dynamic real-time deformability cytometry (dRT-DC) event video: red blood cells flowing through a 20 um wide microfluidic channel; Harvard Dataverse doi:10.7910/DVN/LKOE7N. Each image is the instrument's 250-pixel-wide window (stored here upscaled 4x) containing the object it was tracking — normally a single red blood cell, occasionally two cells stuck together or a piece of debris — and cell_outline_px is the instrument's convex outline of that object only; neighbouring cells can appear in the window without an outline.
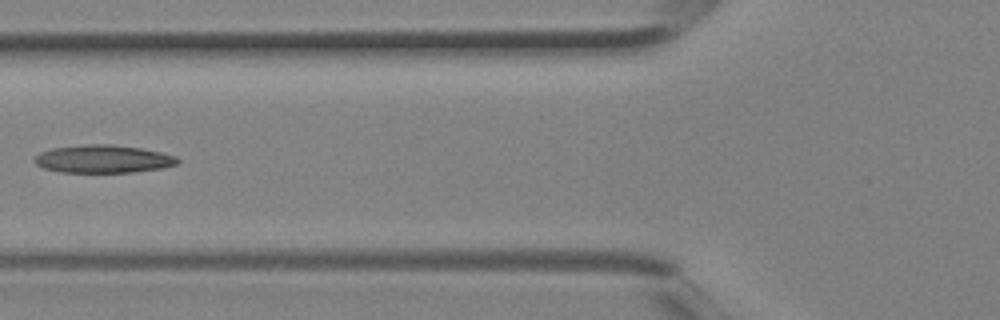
{"species": "Egyptian fruit bat (a non-hibernating species)", "species_latin": "Rousettus aegyptiacus", "temperature_condition": "room temperature", "stored_images_in_passage": 4, "camera_frame_rate_fps": 3000, "um_per_image_px": 0.085, "animal": {"sex": "female"}, "frame": {"image": 1, "passage_image": 4, "time_ms": 1.0, "image_size_px": [1000, 320], "cell_outline_px": [[180, 160], [176, 164], [164, 168], [132, 172], [60, 172], [44, 168], [36, 164], [32, 160], [40, 152], [52, 148], [88, 144], [112, 144], [140, 148], [160, 152], [176, 156]], "centroid_in_image_um": [8.76, 13.51], "position_along_channel_um": 117.0, "area_um2": 23.24}}